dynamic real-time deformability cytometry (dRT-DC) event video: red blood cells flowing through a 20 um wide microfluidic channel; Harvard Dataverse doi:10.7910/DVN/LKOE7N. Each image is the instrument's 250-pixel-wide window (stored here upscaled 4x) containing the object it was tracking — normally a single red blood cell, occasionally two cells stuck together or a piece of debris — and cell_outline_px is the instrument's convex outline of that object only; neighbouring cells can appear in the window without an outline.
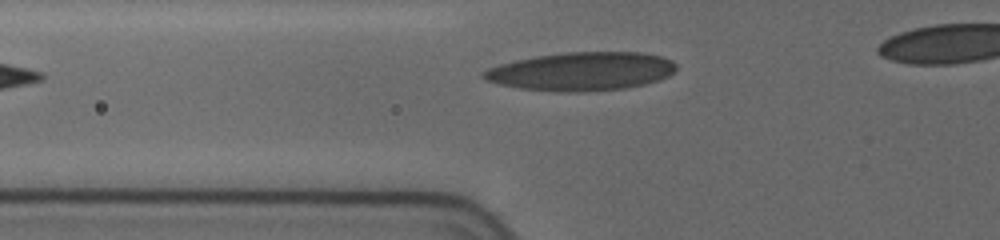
{"species": "human", "species_latin": "Homo sapiens", "temperature_condition": "cold", "stored_images_in_passage": 7, "camera_frame_rate_fps": 3000, "um_per_image_px": 0.085, "donor": {"sex": "female"}, "frame": {"image": 1, "passage_image": 5, "time_ms": 3.0, "image_size_px": [1000, 240], "cell_outline_px": [[676, 68], [668, 76], [660, 80], [644, 84], [624, 88], [580, 92], [552, 92], [520, 88], [500, 84], [488, 80], [480, 76], [480, 72], [488, 68], [500, 64], [516, 60], [536, 56], [564, 52], [644, 52], [664, 56], [672, 60], [676, 64]], "centroid_in_image_um": [49.44, 6.06], "position_along_channel_um": 76.4, "area_um2": 43.41}}
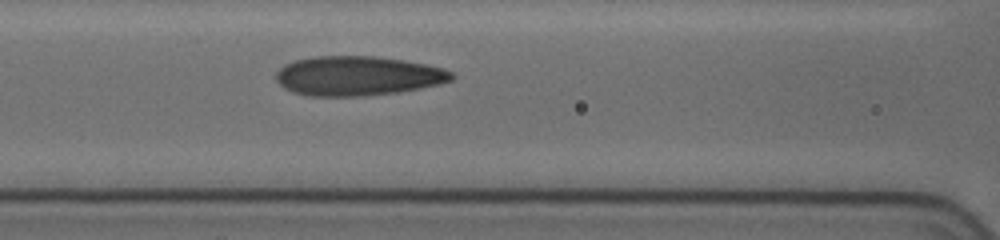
{"frame": {"image": 2, "passage_image": 7, "time_ms": 4.667, "image_size_px": [1000, 240], "cell_outline_px": [[456, 76], [452, 80], [440, 84], [420, 88], [396, 92], [360, 96], [312, 96], [292, 92], [284, 88], [276, 80], [276, 72], [284, 64], [296, 60], [312, 56], [376, 56], [404, 60], [444, 68], [452, 72]], "centroid_in_image_um": [30.41, 6.44], "position_along_channel_um": 136.2, "area_um2": 40.46}}